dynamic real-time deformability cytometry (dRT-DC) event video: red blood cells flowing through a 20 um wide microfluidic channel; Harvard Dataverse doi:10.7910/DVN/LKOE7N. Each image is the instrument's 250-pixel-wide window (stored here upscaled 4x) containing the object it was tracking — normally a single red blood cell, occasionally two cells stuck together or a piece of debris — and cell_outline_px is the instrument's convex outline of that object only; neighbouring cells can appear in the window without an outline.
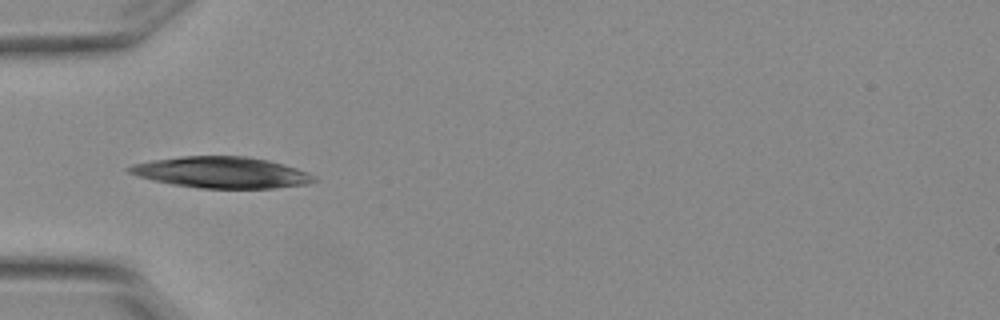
{"species": "Egyptian fruit bat (a non-hibernating species)", "species_latin": "Rousettus aegyptiacus", "temperature_condition": "warm", "stored_images_in_passage": 5, "camera_frame_rate_fps": 3000, "um_per_image_px": 0.085, "animal": {"sex": "female"}, "frame": {"image": 1, "passage_image": 4, "time_ms": 1.0, "image_size_px": [1000, 320], "cell_outline_px": [[316, 180], [308, 184], [276, 188], [200, 188], [172, 184], [152, 180], [136, 176], [128, 172], [124, 168], [132, 164], [152, 160], [180, 156], [248, 156], [268, 160], [284, 164], [308, 172]], "centroid_in_image_um": [18.79, 14.65], "position_along_channel_um": 66.2, "area_um2": 33.76}}
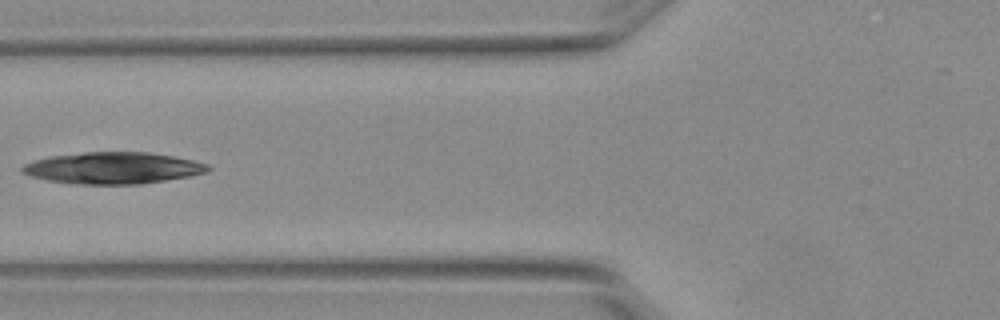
{"frame": {"image": 2, "passage_image": 5, "time_ms": 1.333, "image_size_px": [1000, 320], "cell_outline_px": [[212, 168], [208, 172], [188, 176], [140, 184], [76, 184], [48, 180], [28, 176], [20, 172], [20, 168], [24, 164], [32, 160], [48, 156], [84, 152], [148, 152], [172, 156], [192, 160], [208, 164]], "centroid_in_image_um": [9.54, 14.27], "position_along_channel_um": 116.3, "area_um2": 34.33}}